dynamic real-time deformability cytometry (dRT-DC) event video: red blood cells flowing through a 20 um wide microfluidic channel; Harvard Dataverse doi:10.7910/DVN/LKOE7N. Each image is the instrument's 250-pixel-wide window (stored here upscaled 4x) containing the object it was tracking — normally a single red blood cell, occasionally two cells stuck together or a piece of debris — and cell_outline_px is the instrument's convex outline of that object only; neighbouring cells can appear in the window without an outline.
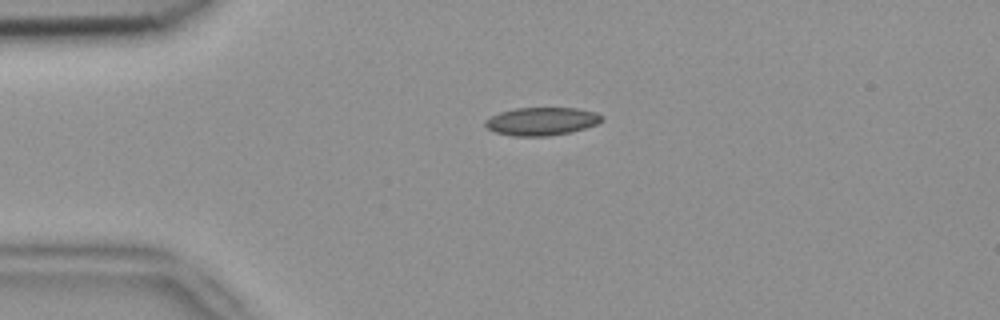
{"species": "common noctule bat (a hibernating species)", "species_latin": "Nyctalus noctula", "temperature_condition": "room temperature", "stored_images_in_passage": 2, "camera_frame_rate_fps": 3000, "um_per_image_px": 0.085, "animal": {"sex": "female", "body_mass_g": 18.4}, "frame": {"image": 1, "passage_image": 1, "time_ms": 0.0, "image_size_px": [1000, 320], "cell_outline_px": [[604, 120], [596, 124], [572, 132], [548, 136], [512, 136], [496, 132], [488, 128], [484, 124], [484, 120], [500, 112], [516, 108], [576, 108], [596, 112], [604, 116]], "centroid_in_image_um": [46.06, 10.31], "position_along_channel_um": 38.9, "area_um2": 19.07}}